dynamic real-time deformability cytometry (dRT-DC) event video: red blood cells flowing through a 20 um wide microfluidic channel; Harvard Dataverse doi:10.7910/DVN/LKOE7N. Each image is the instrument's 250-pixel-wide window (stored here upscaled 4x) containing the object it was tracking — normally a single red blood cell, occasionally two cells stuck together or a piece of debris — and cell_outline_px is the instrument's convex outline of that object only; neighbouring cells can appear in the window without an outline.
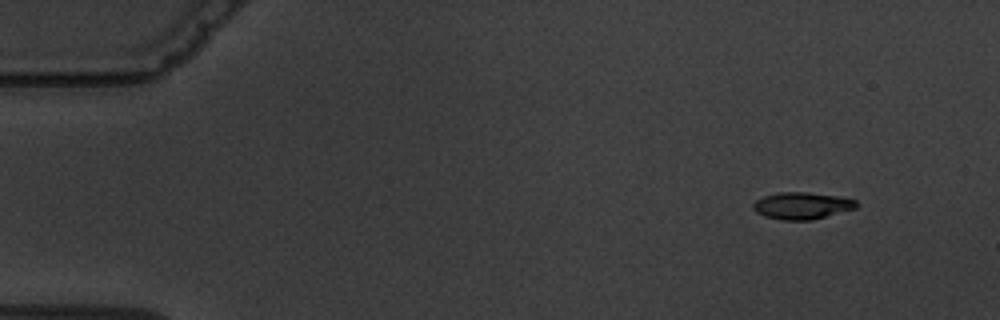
{"species": "common noctule bat (a hibernating species)", "species_latin": "Nyctalus noctula", "temperature_condition": "warm", "stored_images_in_passage": 8, "camera_frame_rate_fps": 3000, "um_per_image_px": 0.085, "animal": {"sex": "male", "body_mass_g": 19.5, "forearm_length_mm": 54.6}, "frame": {"image": 1, "passage_image": 1, "time_ms": 0.0, "image_size_px": [1000, 320], "cell_outline_px": [[856, 208], [812, 220], [780, 220], [764, 216], [756, 212], [752, 208], [752, 204], [756, 200], [764, 196], [780, 192], [808, 192], [840, 196], [856, 200]], "centroid_in_image_um": [68.14, 17.48], "position_along_channel_um": 16.9, "area_um2": 16.24}}
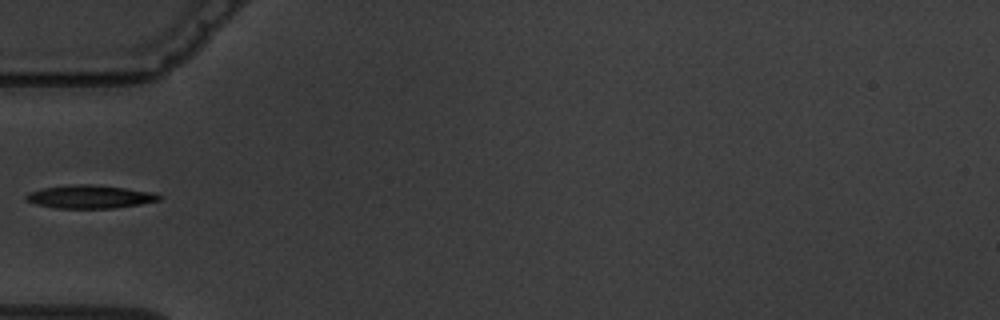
{"frame": {"image": 2, "passage_image": 5, "time_ms": 4.667, "image_size_px": [1000, 320], "cell_outline_px": [[164, 196], [160, 200], [140, 204], [112, 208], [56, 208], [36, 204], [24, 200], [24, 196], [28, 192], [44, 188], [68, 184], [96, 184], [156, 192]], "centroid_in_image_um": [7.66, 16.71], "position_along_channel_um": 77.3, "area_um2": 18.26}}
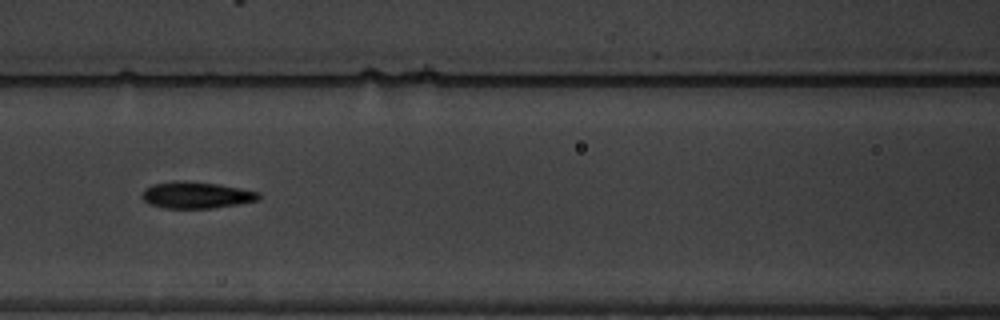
{"frame": {"image": 3, "passage_image": 7, "time_ms": 6.667, "image_size_px": [1000, 320], "cell_outline_px": [[264, 196], [260, 200], [212, 208], [164, 208], [148, 204], [140, 196], [144, 188], [152, 184], [176, 180], [184, 180], [220, 184], [260, 192]], "centroid_in_image_um": [16.68, 16.57], "position_along_channel_um": 149.9, "area_um2": 18.44}}